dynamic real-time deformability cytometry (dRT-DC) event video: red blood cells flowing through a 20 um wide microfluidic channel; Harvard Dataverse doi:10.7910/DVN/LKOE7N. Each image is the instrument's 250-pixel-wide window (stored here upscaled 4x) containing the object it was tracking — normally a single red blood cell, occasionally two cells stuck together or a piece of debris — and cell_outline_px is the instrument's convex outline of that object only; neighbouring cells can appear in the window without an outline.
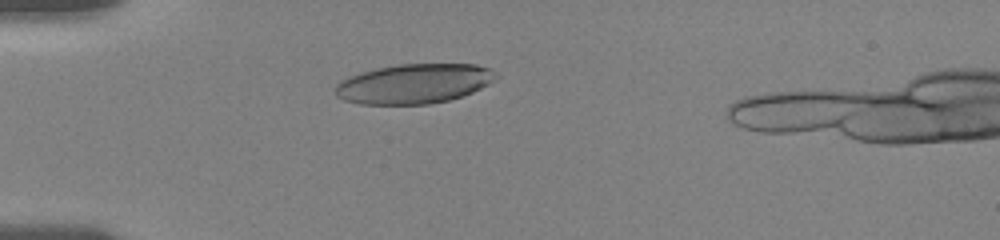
{"species": "human", "species_latin": "Homo sapiens", "temperature_condition": "room temperature", "stored_images_in_passage": 51, "camera_frame_rate_fps": 3000, "um_per_image_px": 0.085, "donor": {"sex": "female"}, "frame": {"image": 1, "passage_image": 13, "time_ms": 4.0, "image_size_px": [1000, 240], "cell_outline_px": [[500, 76], [488, 84], [472, 92], [448, 100], [428, 104], [360, 104], [344, 100], [336, 96], [336, 84], [340, 80], [348, 76], [360, 72], [376, 68], [400, 64], [476, 64], [492, 68]], "centroid_in_image_um": [35.19, 7.1], "position_along_channel_um": 49.8, "area_um2": 37.28}}
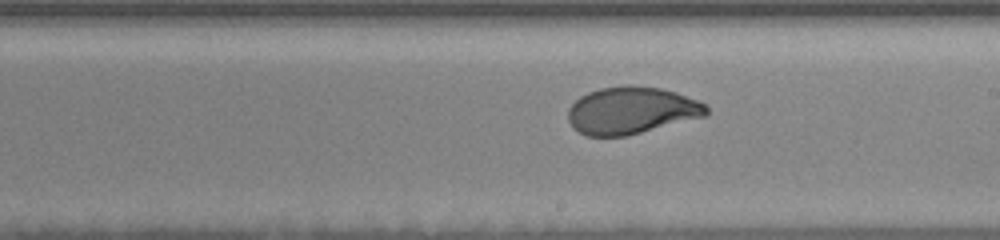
{"frame": {"image": 2, "passage_image": 30, "time_ms": 9.667, "image_size_px": [1000, 240], "cell_outline_px": [[708, 116], [624, 136], [584, 136], [572, 128], [568, 120], [568, 108], [580, 96], [588, 92], [600, 88], [624, 84], [632, 84], [660, 88], [676, 92], [696, 100], [704, 104], [708, 108]], "centroid_in_image_um": [53.65, 9.38], "position_along_channel_um": 235.4, "area_um2": 38.32}}
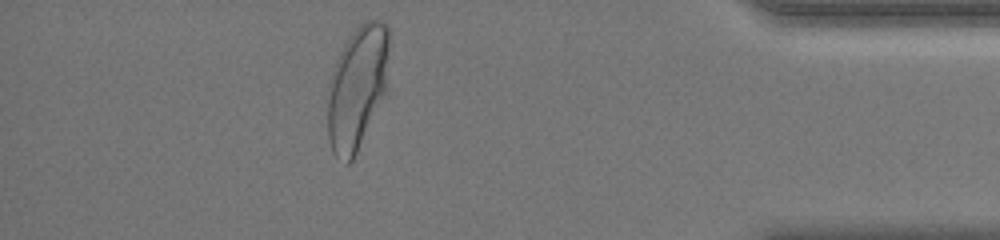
{"frame": {"image": 3, "passage_image": 47, "time_ms": 15.333, "image_size_px": [1000, 240], "cell_outline_px": [[388, 44], [384, 92], [356, 152], [352, 160], [348, 164], [344, 164], [332, 152], [328, 140], [328, 80], [340, 52], [344, 44], [352, 32], [364, 20], [380, 20], [388, 28]], "centroid_in_image_um": [30.3, 7.43], "position_along_channel_um": 404.9, "area_um2": 43.23}}